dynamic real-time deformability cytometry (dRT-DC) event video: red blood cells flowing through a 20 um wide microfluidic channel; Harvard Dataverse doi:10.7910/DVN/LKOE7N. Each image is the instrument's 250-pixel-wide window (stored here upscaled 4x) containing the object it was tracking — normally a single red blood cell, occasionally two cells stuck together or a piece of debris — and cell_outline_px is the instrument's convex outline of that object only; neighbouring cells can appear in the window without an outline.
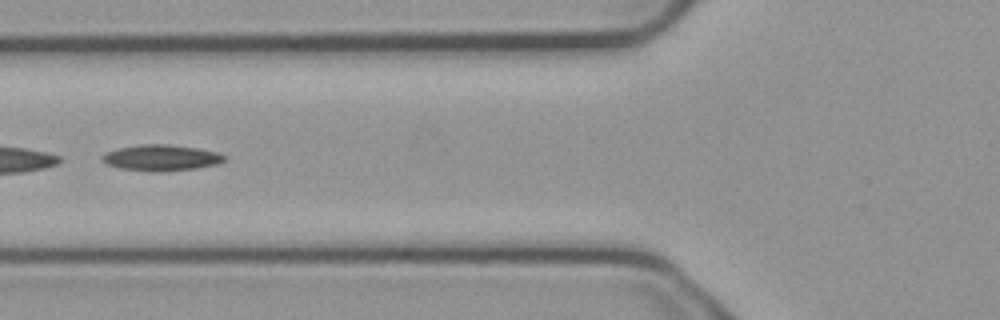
{"species": "common noctule bat (a hibernating species)", "species_latin": "Nyctalus noctula", "temperature_condition": "cold", "stored_images_in_passage": 3, "camera_frame_rate_fps": 3000, "um_per_image_px": 0.085, "animal": {"sex": "male", "body_mass_g": 23.1, "forearm_length_mm": 52.7}, "frame": {"image": 1, "passage_image": 3, "time_ms": 0.667, "image_size_px": [1000, 320], "cell_outline_px": [[228, 160], [216, 164], [196, 168], [168, 172], [152, 172], [120, 168], [108, 164], [100, 160], [100, 156], [104, 152], [120, 148], [140, 144], [168, 144], [196, 148], [216, 152], [228, 156]], "centroid_in_image_um": [13.7, 13.42], "position_along_channel_um": 112.1, "area_um2": 18.79}}